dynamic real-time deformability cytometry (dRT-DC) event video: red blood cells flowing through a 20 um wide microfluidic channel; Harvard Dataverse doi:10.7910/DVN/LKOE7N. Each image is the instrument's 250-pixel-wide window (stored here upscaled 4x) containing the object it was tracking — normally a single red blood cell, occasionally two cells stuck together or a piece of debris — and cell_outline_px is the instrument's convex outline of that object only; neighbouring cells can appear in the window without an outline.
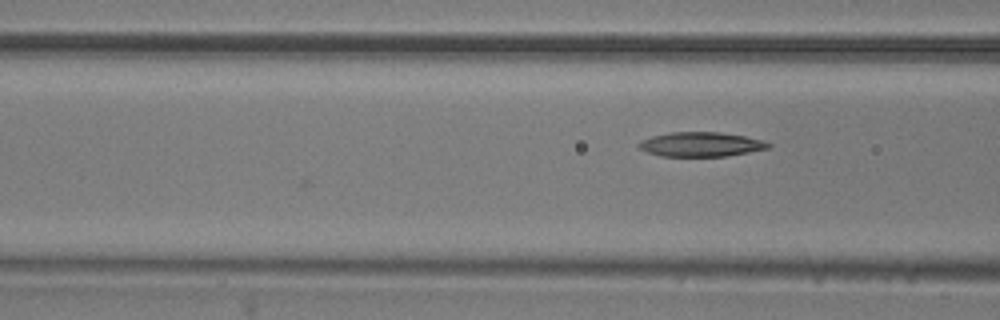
{"species": "common noctule bat (a hibernating species)", "species_latin": "Nyctalus noctula", "temperature_condition": "room temperature", "stored_images_in_passage": 17, "camera_frame_rate_fps": 3000, "um_per_image_px": 0.085, "animal": {"sex": "male", "body_mass_g": 20.5, "forearm_length_mm": 52.5}, "frame": {"image": 1, "passage_image": 17, "time_ms": 5.333, "image_size_px": [1000, 320], "cell_outline_px": [[772, 148], [728, 156], [660, 156], [648, 152], [640, 148], [636, 144], [640, 140], [652, 136], [672, 132], [720, 132], [744, 136], [764, 140], [772, 144]], "centroid_in_image_um": [59.62, 12.27], "position_along_channel_um": 107.0, "area_um2": 18.61}}